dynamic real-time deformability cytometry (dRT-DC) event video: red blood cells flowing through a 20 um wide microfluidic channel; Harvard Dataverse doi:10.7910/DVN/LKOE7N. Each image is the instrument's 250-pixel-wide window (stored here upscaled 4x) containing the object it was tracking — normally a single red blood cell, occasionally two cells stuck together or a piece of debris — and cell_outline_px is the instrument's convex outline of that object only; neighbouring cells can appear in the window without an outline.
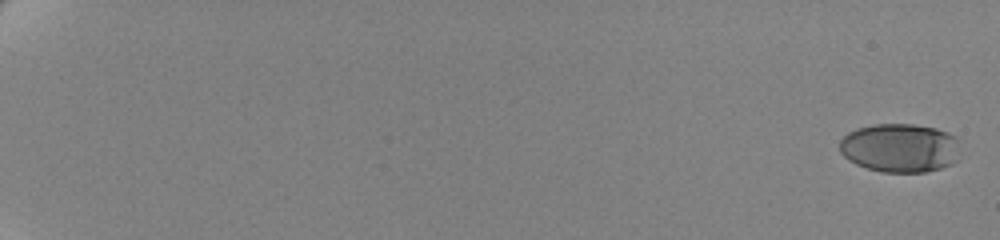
{"species": "human", "species_latin": "Homo sapiens", "temperature_condition": "cold", "stored_images_in_passage": 62, "camera_frame_rate_fps": 3000, "um_per_image_px": 0.085, "donor": {"sex": "female"}, "frame": {"image": 1, "passage_image": 1, "time_ms": 0.0, "image_size_px": [1000, 240], "cell_outline_px": [[956, 160], [952, 164], [940, 168], [924, 172], [880, 172], [856, 164], [848, 160], [840, 152], [840, 140], [848, 132], [856, 128], [876, 124], [912, 124], [936, 128], [948, 132], [956, 136]], "centroid_in_image_um": [76.45, 12.56], "position_along_channel_um": 8.5, "area_um2": 34.22}}
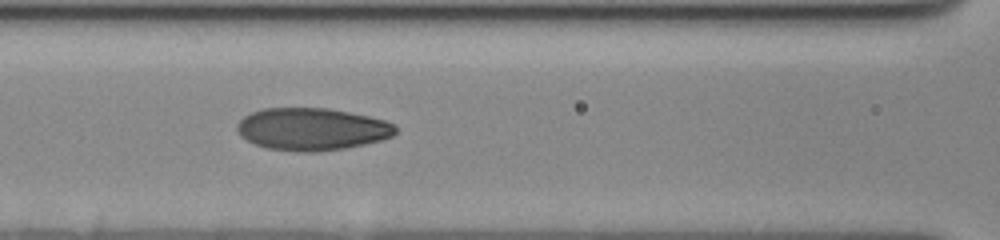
{"frame": {"image": 2, "passage_image": 32, "time_ms": 10.333, "image_size_px": [1000, 240], "cell_outline_px": [[396, 132], [392, 136], [380, 140], [364, 144], [344, 148], [316, 152], [296, 152], [268, 148], [256, 144], [240, 136], [236, 128], [236, 124], [244, 116], [252, 112], [264, 108], [328, 108], [368, 116], [384, 120], [392, 124], [396, 128]], "centroid_in_image_um": [26.48, 10.98], "position_along_channel_um": 140.1, "area_um2": 38.96}}
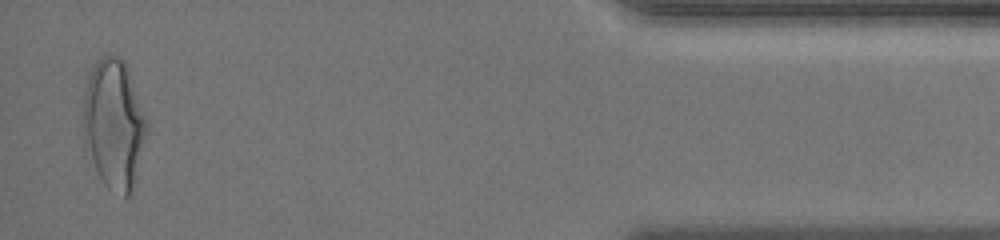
{"frame": {"image": 3, "passage_image": 61, "time_ms": 20.0, "image_size_px": [1000, 240], "cell_outline_px": [[148, 128], [136, 184], [132, 192], [128, 196], [124, 196], [108, 188], [104, 184], [96, 168], [92, 156], [88, 140], [84, 120], [84, 92], [88, 80], [96, 60], [104, 56], [116, 56], [124, 60], [128, 68], [148, 124]], "centroid_in_image_um": [9.76, 10.55], "position_along_channel_um": 425.4, "area_um2": 46.88}, "authors_computed_cell_mechanics": {"area_um2": 37.7145, "velocity_mm_per_s": 3.4865, "shape_relaxation_time_tau1_ms": 4.0247, "shape_relaxation_time_tau2_ms": 1.2039, "deformation_change_tau1": 0.1594, "deformation_change_tau2": 0.0644}}